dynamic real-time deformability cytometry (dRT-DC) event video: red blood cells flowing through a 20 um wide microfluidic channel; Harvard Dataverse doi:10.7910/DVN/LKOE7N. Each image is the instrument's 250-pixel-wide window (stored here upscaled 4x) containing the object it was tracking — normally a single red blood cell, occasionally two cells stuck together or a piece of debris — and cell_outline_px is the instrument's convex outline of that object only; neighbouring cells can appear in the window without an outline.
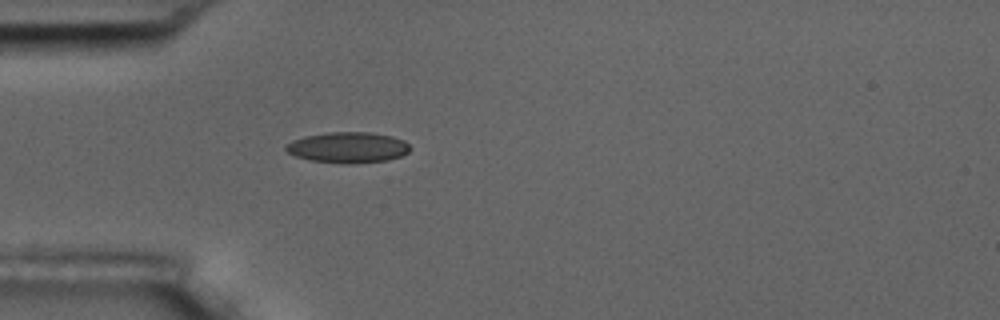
{"species": "common noctule bat (a hibernating species)", "species_latin": "Nyctalus noctula", "temperature_condition": "room temperature", "stored_images_in_passage": 4, "camera_frame_rate_fps": 3000, "um_per_image_px": 0.085, "animal": {"sex": "male", "body_mass_g": 17.5, "forearm_length_mm": 52.3}, "frame": {"image": 1, "passage_image": 4, "time_ms": 3.333, "image_size_px": [1000, 320], "cell_outline_px": [[412, 148], [408, 152], [400, 156], [384, 160], [352, 164], [312, 160], [296, 156], [288, 152], [284, 148], [284, 144], [292, 140], [304, 136], [328, 132], [368, 132], [392, 136], [404, 140]], "centroid_in_image_um": [29.56, 12.52], "position_along_channel_um": 55.4, "area_um2": 22.2}}